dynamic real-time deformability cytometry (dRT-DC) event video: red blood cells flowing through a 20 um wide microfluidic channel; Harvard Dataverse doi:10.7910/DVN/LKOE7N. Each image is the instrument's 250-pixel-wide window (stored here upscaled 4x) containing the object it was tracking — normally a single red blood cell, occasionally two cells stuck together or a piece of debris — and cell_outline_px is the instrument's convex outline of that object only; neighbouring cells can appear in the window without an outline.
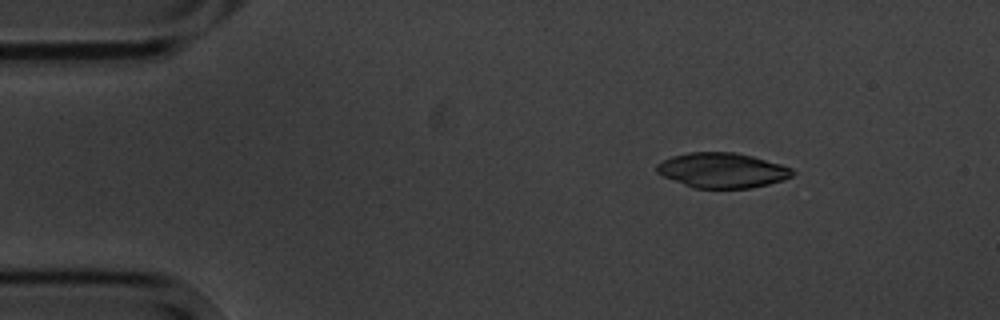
{"species": "common noctule bat (a hibernating species)", "species_latin": "Nyctalus noctula", "temperature_condition": "cold", "stored_images_in_passage": 9, "camera_frame_rate_fps": 3000, "um_per_image_px": 0.085, "animal": {"sex": "male", "body_mass_g": 20.1, "forearm_length_mm": 53.5}, "frame": {"image": 1, "passage_image": 1, "time_ms": 0.0, "image_size_px": [1000, 320], "cell_outline_px": [[796, 172], [792, 176], [784, 180], [768, 184], [748, 188], [696, 188], [684, 184], [664, 176], [656, 172], [656, 164], [672, 156], [688, 152], [736, 152], [752, 156], [780, 164], [792, 168]], "centroid_in_image_um": [61.41, 14.47], "position_along_channel_um": 23.6, "area_um2": 27.57}}